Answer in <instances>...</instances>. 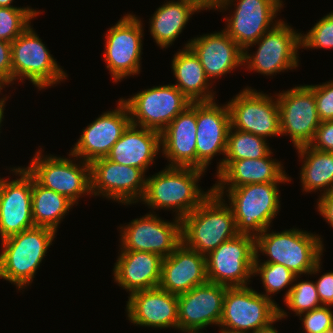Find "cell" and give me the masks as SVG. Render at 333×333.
I'll return each instance as SVG.
<instances>
[{"label": "cell", "mask_w": 333, "mask_h": 333, "mask_svg": "<svg viewBox=\"0 0 333 333\" xmlns=\"http://www.w3.org/2000/svg\"><path fill=\"white\" fill-rule=\"evenodd\" d=\"M203 173L197 168L166 166L146 179L141 201L155 210L175 209V217L182 220L213 193V187L206 192L198 187Z\"/></svg>", "instance_id": "1"}, {"label": "cell", "mask_w": 333, "mask_h": 333, "mask_svg": "<svg viewBox=\"0 0 333 333\" xmlns=\"http://www.w3.org/2000/svg\"><path fill=\"white\" fill-rule=\"evenodd\" d=\"M323 247L320 236L296 228L277 233L267 228L255 238L256 255L269 256L264 263L284 265L297 276L320 272Z\"/></svg>", "instance_id": "2"}, {"label": "cell", "mask_w": 333, "mask_h": 333, "mask_svg": "<svg viewBox=\"0 0 333 333\" xmlns=\"http://www.w3.org/2000/svg\"><path fill=\"white\" fill-rule=\"evenodd\" d=\"M214 191L182 220V242L207 256L238 233L233 211Z\"/></svg>", "instance_id": "3"}, {"label": "cell", "mask_w": 333, "mask_h": 333, "mask_svg": "<svg viewBox=\"0 0 333 333\" xmlns=\"http://www.w3.org/2000/svg\"><path fill=\"white\" fill-rule=\"evenodd\" d=\"M56 231L35 226L1 240L0 278L23 290L32 283Z\"/></svg>", "instance_id": "4"}, {"label": "cell", "mask_w": 333, "mask_h": 333, "mask_svg": "<svg viewBox=\"0 0 333 333\" xmlns=\"http://www.w3.org/2000/svg\"><path fill=\"white\" fill-rule=\"evenodd\" d=\"M280 183L247 184L237 188L213 189L224 197V190L228 197L238 234L257 237L265 229H269L272 220L279 212Z\"/></svg>", "instance_id": "5"}, {"label": "cell", "mask_w": 333, "mask_h": 333, "mask_svg": "<svg viewBox=\"0 0 333 333\" xmlns=\"http://www.w3.org/2000/svg\"><path fill=\"white\" fill-rule=\"evenodd\" d=\"M11 56L12 84L27 79L41 90L68 77L31 25L11 43Z\"/></svg>", "instance_id": "6"}, {"label": "cell", "mask_w": 333, "mask_h": 333, "mask_svg": "<svg viewBox=\"0 0 333 333\" xmlns=\"http://www.w3.org/2000/svg\"><path fill=\"white\" fill-rule=\"evenodd\" d=\"M280 20L258 41L243 51V65L250 71L263 75H273L298 67V49L301 47V33ZM298 32V33H297ZM257 44L255 54H249L250 46Z\"/></svg>", "instance_id": "7"}, {"label": "cell", "mask_w": 333, "mask_h": 333, "mask_svg": "<svg viewBox=\"0 0 333 333\" xmlns=\"http://www.w3.org/2000/svg\"><path fill=\"white\" fill-rule=\"evenodd\" d=\"M41 152L37 151L26 167L38 184L65 196L74 205L82 195L91 194L90 163L81 160L78 165L71 159L43 156Z\"/></svg>", "instance_id": "8"}, {"label": "cell", "mask_w": 333, "mask_h": 333, "mask_svg": "<svg viewBox=\"0 0 333 333\" xmlns=\"http://www.w3.org/2000/svg\"><path fill=\"white\" fill-rule=\"evenodd\" d=\"M121 99L128 107L131 124L160 133L191 103L173 84L153 86Z\"/></svg>", "instance_id": "9"}, {"label": "cell", "mask_w": 333, "mask_h": 333, "mask_svg": "<svg viewBox=\"0 0 333 333\" xmlns=\"http://www.w3.org/2000/svg\"><path fill=\"white\" fill-rule=\"evenodd\" d=\"M255 237L237 234L206 256L207 280L227 287L247 286L254 270Z\"/></svg>", "instance_id": "10"}, {"label": "cell", "mask_w": 333, "mask_h": 333, "mask_svg": "<svg viewBox=\"0 0 333 333\" xmlns=\"http://www.w3.org/2000/svg\"><path fill=\"white\" fill-rule=\"evenodd\" d=\"M140 18L126 14L106 33L104 61L113 82L140 73L143 25ZM121 79V80H120Z\"/></svg>", "instance_id": "11"}, {"label": "cell", "mask_w": 333, "mask_h": 333, "mask_svg": "<svg viewBox=\"0 0 333 333\" xmlns=\"http://www.w3.org/2000/svg\"><path fill=\"white\" fill-rule=\"evenodd\" d=\"M233 1L235 2V0H220L212 9L226 11ZM236 2L231 17L224 18L227 24L224 30L244 51L281 20L276 21L274 18L283 7V2L282 0H236Z\"/></svg>", "instance_id": "12"}, {"label": "cell", "mask_w": 333, "mask_h": 333, "mask_svg": "<svg viewBox=\"0 0 333 333\" xmlns=\"http://www.w3.org/2000/svg\"><path fill=\"white\" fill-rule=\"evenodd\" d=\"M278 304L251 287H227L219 327L254 333L278 316Z\"/></svg>", "instance_id": "13"}, {"label": "cell", "mask_w": 333, "mask_h": 333, "mask_svg": "<svg viewBox=\"0 0 333 333\" xmlns=\"http://www.w3.org/2000/svg\"><path fill=\"white\" fill-rule=\"evenodd\" d=\"M251 87L244 88L227 103L231 128L266 139L281 135L277 98Z\"/></svg>", "instance_id": "14"}, {"label": "cell", "mask_w": 333, "mask_h": 333, "mask_svg": "<svg viewBox=\"0 0 333 333\" xmlns=\"http://www.w3.org/2000/svg\"><path fill=\"white\" fill-rule=\"evenodd\" d=\"M162 220L157 214L144 215L120 227L121 251H145L168 257L182 243V222Z\"/></svg>", "instance_id": "15"}, {"label": "cell", "mask_w": 333, "mask_h": 333, "mask_svg": "<svg viewBox=\"0 0 333 333\" xmlns=\"http://www.w3.org/2000/svg\"><path fill=\"white\" fill-rule=\"evenodd\" d=\"M90 178L92 195H102L123 205L142 199L147 179L143 170L114 163L106 157L90 163Z\"/></svg>", "instance_id": "16"}, {"label": "cell", "mask_w": 333, "mask_h": 333, "mask_svg": "<svg viewBox=\"0 0 333 333\" xmlns=\"http://www.w3.org/2000/svg\"><path fill=\"white\" fill-rule=\"evenodd\" d=\"M281 135H289L295 148L309 145L319 127L314 92L301 85L276 94Z\"/></svg>", "instance_id": "17"}, {"label": "cell", "mask_w": 333, "mask_h": 333, "mask_svg": "<svg viewBox=\"0 0 333 333\" xmlns=\"http://www.w3.org/2000/svg\"><path fill=\"white\" fill-rule=\"evenodd\" d=\"M20 176L9 181L0 177L1 240L35 227L32 215L33 176L26 168H13Z\"/></svg>", "instance_id": "18"}, {"label": "cell", "mask_w": 333, "mask_h": 333, "mask_svg": "<svg viewBox=\"0 0 333 333\" xmlns=\"http://www.w3.org/2000/svg\"><path fill=\"white\" fill-rule=\"evenodd\" d=\"M130 124L128 107L119 99L116 109L101 114L83 129L69 156L88 163L106 157Z\"/></svg>", "instance_id": "19"}, {"label": "cell", "mask_w": 333, "mask_h": 333, "mask_svg": "<svg viewBox=\"0 0 333 333\" xmlns=\"http://www.w3.org/2000/svg\"><path fill=\"white\" fill-rule=\"evenodd\" d=\"M227 286L207 281L177 295L178 329L184 333L219 326Z\"/></svg>", "instance_id": "20"}, {"label": "cell", "mask_w": 333, "mask_h": 333, "mask_svg": "<svg viewBox=\"0 0 333 333\" xmlns=\"http://www.w3.org/2000/svg\"><path fill=\"white\" fill-rule=\"evenodd\" d=\"M196 168L205 171L217 153L225 156L231 127L227 104L196 102Z\"/></svg>", "instance_id": "21"}, {"label": "cell", "mask_w": 333, "mask_h": 333, "mask_svg": "<svg viewBox=\"0 0 333 333\" xmlns=\"http://www.w3.org/2000/svg\"><path fill=\"white\" fill-rule=\"evenodd\" d=\"M127 317L133 324L178 329V299L159 287L136 291L128 297Z\"/></svg>", "instance_id": "22"}, {"label": "cell", "mask_w": 333, "mask_h": 333, "mask_svg": "<svg viewBox=\"0 0 333 333\" xmlns=\"http://www.w3.org/2000/svg\"><path fill=\"white\" fill-rule=\"evenodd\" d=\"M207 281L206 256L183 242L163 258L159 288L179 295Z\"/></svg>", "instance_id": "23"}, {"label": "cell", "mask_w": 333, "mask_h": 333, "mask_svg": "<svg viewBox=\"0 0 333 333\" xmlns=\"http://www.w3.org/2000/svg\"><path fill=\"white\" fill-rule=\"evenodd\" d=\"M184 47H190L198 56L211 82L212 78H219L243 65V50L224 29L195 37Z\"/></svg>", "instance_id": "24"}, {"label": "cell", "mask_w": 333, "mask_h": 333, "mask_svg": "<svg viewBox=\"0 0 333 333\" xmlns=\"http://www.w3.org/2000/svg\"><path fill=\"white\" fill-rule=\"evenodd\" d=\"M196 127V102H191L161 132V151L168 166L196 168Z\"/></svg>", "instance_id": "25"}, {"label": "cell", "mask_w": 333, "mask_h": 333, "mask_svg": "<svg viewBox=\"0 0 333 333\" xmlns=\"http://www.w3.org/2000/svg\"><path fill=\"white\" fill-rule=\"evenodd\" d=\"M272 151L263 158L223 161L217 171L218 181L213 189L237 188L247 184L285 183L291 181L281 162L271 158ZM290 178V179H289Z\"/></svg>", "instance_id": "26"}, {"label": "cell", "mask_w": 333, "mask_h": 333, "mask_svg": "<svg viewBox=\"0 0 333 333\" xmlns=\"http://www.w3.org/2000/svg\"><path fill=\"white\" fill-rule=\"evenodd\" d=\"M114 265V281L129 291L157 288L161 279L163 257L145 251H120Z\"/></svg>", "instance_id": "27"}, {"label": "cell", "mask_w": 333, "mask_h": 333, "mask_svg": "<svg viewBox=\"0 0 333 333\" xmlns=\"http://www.w3.org/2000/svg\"><path fill=\"white\" fill-rule=\"evenodd\" d=\"M160 149V132L130 124L106 158L114 163L139 168L146 173Z\"/></svg>", "instance_id": "28"}, {"label": "cell", "mask_w": 333, "mask_h": 333, "mask_svg": "<svg viewBox=\"0 0 333 333\" xmlns=\"http://www.w3.org/2000/svg\"><path fill=\"white\" fill-rule=\"evenodd\" d=\"M207 10L199 0L169 1L150 20V34L160 48H167L179 37L194 12Z\"/></svg>", "instance_id": "29"}, {"label": "cell", "mask_w": 333, "mask_h": 333, "mask_svg": "<svg viewBox=\"0 0 333 333\" xmlns=\"http://www.w3.org/2000/svg\"><path fill=\"white\" fill-rule=\"evenodd\" d=\"M172 71L177 79L175 85L191 102L214 101L210 79L203 66L190 47L178 51L172 60ZM209 81V82H208ZM178 82V83H177Z\"/></svg>", "instance_id": "30"}, {"label": "cell", "mask_w": 333, "mask_h": 333, "mask_svg": "<svg viewBox=\"0 0 333 333\" xmlns=\"http://www.w3.org/2000/svg\"><path fill=\"white\" fill-rule=\"evenodd\" d=\"M296 150L300 154L298 157L304 159L300 170L302 190L315 192L318 189L323 191L321 195L333 191V152L320 151L309 145Z\"/></svg>", "instance_id": "31"}, {"label": "cell", "mask_w": 333, "mask_h": 333, "mask_svg": "<svg viewBox=\"0 0 333 333\" xmlns=\"http://www.w3.org/2000/svg\"><path fill=\"white\" fill-rule=\"evenodd\" d=\"M73 205L65 196L41 186L33 178L32 215L35 226L47 227L57 232L63 216Z\"/></svg>", "instance_id": "32"}, {"label": "cell", "mask_w": 333, "mask_h": 333, "mask_svg": "<svg viewBox=\"0 0 333 333\" xmlns=\"http://www.w3.org/2000/svg\"><path fill=\"white\" fill-rule=\"evenodd\" d=\"M267 140L252 133L243 132L234 128L229 129L226 154L219 162L217 171L223 166V161H236L243 159H259L266 157L271 149Z\"/></svg>", "instance_id": "33"}, {"label": "cell", "mask_w": 333, "mask_h": 333, "mask_svg": "<svg viewBox=\"0 0 333 333\" xmlns=\"http://www.w3.org/2000/svg\"><path fill=\"white\" fill-rule=\"evenodd\" d=\"M259 255L255 256L253 276L260 274L266 292L263 294L266 298L272 300V295L283 290V288L292 284L300 276H297L287 267L281 264L264 263L259 261Z\"/></svg>", "instance_id": "34"}, {"label": "cell", "mask_w": 333, "mask_h": 333, "mask_svg": "<svg viewBox=\"0 0 333 333\" xmlns=\"http://www.w3.org/2000/svg\"><path fill=\"white\" fill-rule=\"evenodd\" d=\"M39 13L29 7H0V39L12 43Z\"/></svg>", "instance_id": "35"}, {"label": "cell", "mask_w": 333, "mask_h": 333, "mask_svg": "<svg viewBox=\"0 0 333 333\" xmlns=\"http://www.w3.org/2000/svg\"><path fill=\"white\" fill-rule=\"evenodd\" d=\"M284 301L289 310L298 316L322 306L315 283L308 280L293 284L286 291Z\"/></svg>", "instance_id": "36"}, {"label": "cell", "mask_w": 333, "mask_h": 333, "mask_svg": "<svg viewBox=\"0 0 333 333\" xmlns=\"http://www.w3.org/2000/svg\"><path fill=\"white\" fill-rule=\"evenodd\" d=\"M333 48V12L320 19L307 34H301V48Z\"/></svg>", "instance_id": "37"}, {"label": "cell", "mask_w": 333, "mask_h": 333, "mask_svg": "<svg viewBox=\"0 0 333 333\" xmlns=\"http://www.w3.org/2000/svg\"><path fill=\"white\" fill-rule=\"evenodd\" d=\"M299 316L305 333H324L333 327V311L330 306L322 305Z\"/></svg>", "instance_id": "38"}, {"label": "cell", "mask_w": 333, "mask_h": 333, "mask_svg": "<svg viewBox=\"0 0 333 333\" xmlns=\"http://www.w3.org/2000/svg\"><path fill=\"white\" fill-rule=\"evenodd\" d=\"M314 92L320 121L333 120V80L322 85H307Z\"/></svg>", "instance_id": "39"}, {"label": "cell", "mask_w": 333, "mask_h": 333, "mask_svg": "<svg viewBox=\"0 0 333 333\" xmlns=\"http://www.w3.org/2000/svg\"><path fill=\"white\" fill-rule=\"evenodd\" d=\"M309 146L320 151L333 152V120L320 123Z\"/></svg>", "instance_id": "40"}, {"label": "cell", "mask_w": 333, "mask_h": 333, "mask_svg": "<svg viewBox=\"0 0 333 333\" xmlns=\"http://www.w3.org/2000/svg\"><path fill=\"white\" fill-rule=\"evenodd\" d=\"M0 82L4 85L12 83L11 43L0 39Z\"/></svg>", "instance_id": "41"}, {"label": "cell", "mask_w": 333, "mask_h": 333, "mask_svg": "<svg viewBox=\"0 0 333 333\" xmlns=\"http://www.w3.org/2000/svg\"><path fill=\"white\" fill-rule=\"evenodd\" d=\"M315 285L321 304L333 306V272L324 273Z\"/></svg>", "instance_id": "42"}, {"label": "cell", "mask_w": 333, "mask_h": 333, "mask_svg": "<svg viewBox=\"0 0 333 333\" xmlns=\"http://www.w3.org/2000/svg\"><path fill=\"white\" fill-rule=\"evenodd\" d=\"M317 205L319 214L333 227V191L321 195Z\"/></svg>", "instance_id": "43"}, {"label": "cell", "mask_w": 333, "mask_h": 333, "mask_svg": "<svg viewBox=\"0 0 333 333\" xmlns=\"http://www.w3.org/2000/svg\"><path fill=\"white\" fill-rule=\"evenodd\" d=\"M287 313L278 307V316L271 321L267 326L259 328L254 333H278V331L273 327V323L287 317Z\"/></svg>", "instance_id": "44"}, {"label": "cell", "mask_w": 333, "mask_h": 333, "mask_svg": "<svg viewBox=\"0 0 333 333\" xmlns=\"http://www.w3.org/2000/svg\"><path fill=\"white\" fill-rule=\"evenodd\" d=\"M207 9H212L220 0H199Z\"/></svg>", "instance_id": "45"}, {"label": "cell", "mask_w": 333, "mask_h": 333, "mask_svg": "<svg viewBox=\"0 0 333 333\" xmlns=\"http://www.w3.org/2000/svg\"><path fill=\"white\" fill-rule=\"evenodd\" d=\"M220 332L221 333H251V332L234 330V329H229V328H222V327L220 329Z\"/></svg>", "instance_id": "46"}, {"label": "cell", "mask_w": 333, "mask_h": 333, "mask_svg": "<svg viewBox=\"0 0 333 333\" xmlns=\"http://www.w3.org/2000/svg\"><path fill=\"white\" fill-rule=\"evenodd\" d=\"M14 0H0V7H14L12 4Z\"/></svg>", "instance_id": "47"}, {"label": "cell", "mask_w": 333, "mask_h": 333, "mask_svg": "<svg viewBox=\"0 0 333 333\" xmlns=\"http://www.w3.org/2000/svg\"><path fill=\"white\" fill-rule=\"evenodd\" d=\"M4 106H5V104H0V127H1V123L3 122V120L2 119H4L3 117H4ZM1 130V129H0Z\"/></svg>", "instance_id": "48"}, {"label": "cell", "mask_w": 333, "mask_h": 333, "mask_svg": "<svg viewBox=\"0 0 333 333\" xmlns=\"http://www.w3.org/2000/svg\"><path fill=\"white\" fill-rule=\"evenodd\" d=\"M3 87L5 88V85L0 82V93H1V90H3ZM6 99H8V98H6V97L1 98L0 99V104H5L6 103Z\"/></svg>", "instance_id": "49"}, {"label": "cell", "mask_w": 333, "mask_h": 333, "mask_svg": "<svg viewBox=\"0 0 333 333\" xmlns=\"http://www.w3.org/2000/svg\"><path fill=\"white\" fill-rule=\"evenodd\" d=\"M200 330H192V331H188V332H186V333H201V332H199Z\"/></svg>", "instance_id": "50"}, {"label": "cell", "mask_w": 333, "mask_h": 333, "mask_svg": "<svg viewBox=\"0 0 333 333\" xmlns=\"http://www.w3.org/2000/svg\"><path fill=\"white\" fill-rule=\"evenodd\" d=\"M324 333H333V327L325 331Z\"/></svg>", "instance_id": "51"}]
</instances>
